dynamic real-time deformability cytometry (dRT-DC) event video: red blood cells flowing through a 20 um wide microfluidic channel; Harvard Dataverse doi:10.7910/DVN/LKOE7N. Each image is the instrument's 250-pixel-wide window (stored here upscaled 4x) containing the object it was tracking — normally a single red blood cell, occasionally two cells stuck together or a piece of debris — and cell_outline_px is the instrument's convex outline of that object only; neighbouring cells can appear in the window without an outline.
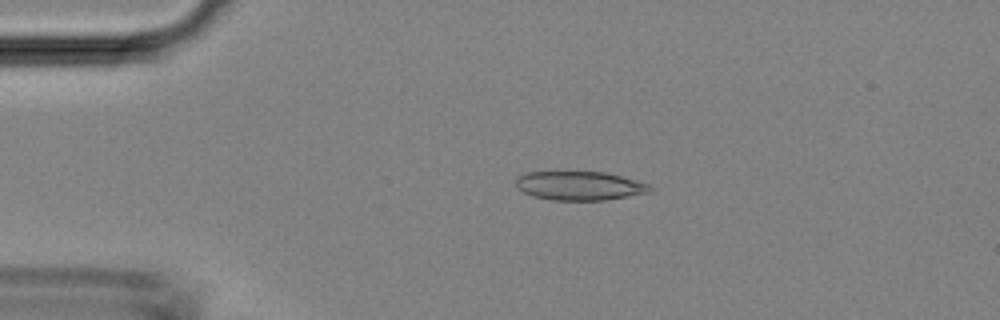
{"species": "Egyptian fruit bat (a non-hibernating species)", "species_latin": "Rousettus aegyptiacus", "temperature_condition": "room temperature", "stored_images_in_passage": 47, "camera_frame_rate_fps": 3000, "um_per_image_px": 0.085, "animal": {"sex": "female"}, "frame": {"image": 1, "passage_image": 10, "time_ms": 3.0, "image_size_px": [1000, 320], "cell_outline_px": [[656, 188], [652, 192], [608, 200], [552, 200], [532, 196], [516, 188], [516, 176], [524, 172], [604, 172], [652, 184]], "centroid_in_image_um": [49.3, 15.79], "position_along_channel_um": 35.7, "area_um2": 22.95}}
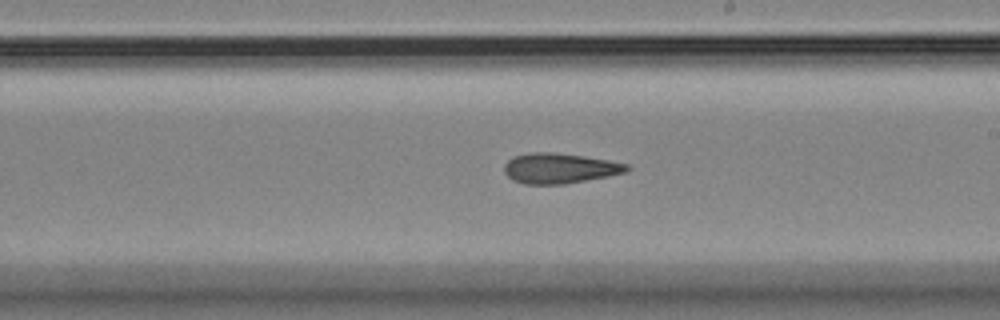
{"frame": {"image": 2, "passage_image": 27, "time_ms": 8.667, "image_size_px": [1000, 320], "cell_outline_px": [[632, 168], [628, 172], [608, 176], [564, 184], [524, 184], [512, 180], [504, 172], [504, 164], [512, 156], [532, 152], [552, 152], [584, 156], [608, 160], [628, 164]], "centroid_in_image_um": [47.57, 14.3], "position_along_channel_um": 241.4, "area_um2": 21.73}}
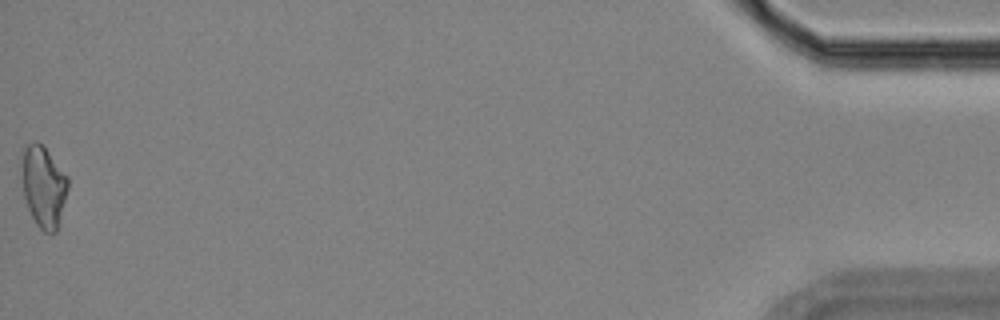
{"frame": {"image": 3, "passage_image": 47, "time_ms": 15.333, "image_size_px": [1000, 320], "cell_outline_px": [[68, 188], [60, 224], [56, 232], [44, 232], [36, 224], [28, 208], [24, 196], [20, 156], [20, 152], [32, 140], [36, 140], [48, 152], [68, 176]], "centroid_in_image_um": [3.69, 15.84], "position_along_channel_um": 431.5, "area_um2": 22.14}}